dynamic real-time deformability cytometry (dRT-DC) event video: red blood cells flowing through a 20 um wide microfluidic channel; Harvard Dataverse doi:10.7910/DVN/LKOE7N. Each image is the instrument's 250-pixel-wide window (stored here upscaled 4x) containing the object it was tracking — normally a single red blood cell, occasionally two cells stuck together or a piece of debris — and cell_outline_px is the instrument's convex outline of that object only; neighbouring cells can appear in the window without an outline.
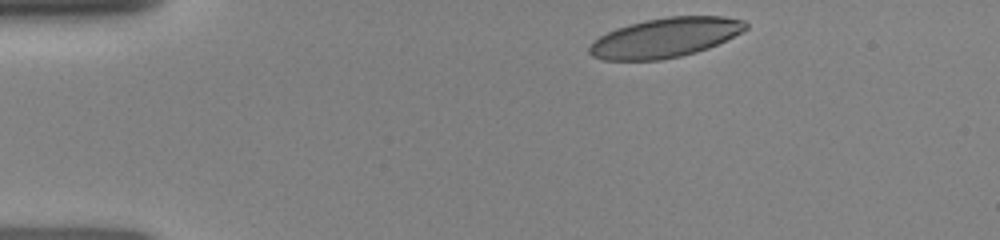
{"species": "human", "species_latin": "Homo sapiens", "temperature_condition": "room temperature", "stored_images_in_passage": 22, "camera_frame_rate_fps": 3000, "um_per_image_px": 0.085, "donor": {"sex": "female"}, "frame": {"image": 1, "passage_image": 1, "time_ms": 0.0, "image_size_px": [1000, 240], "cell_outline_px": [[748, 28], [708, 48], [696, 52], [680, 56], [660, 60], [604, 60], [592, 56], [588, 52], [588, 48], [600, 36], [616, 28], [628, 24], [644, 20], [668, 16], [724, 16], [744, 20], [748, 24]], "centroid_in_image_um": [56.53, 3.19], "position_along_channel_um": 28.5, "area_um2": 35.84}}
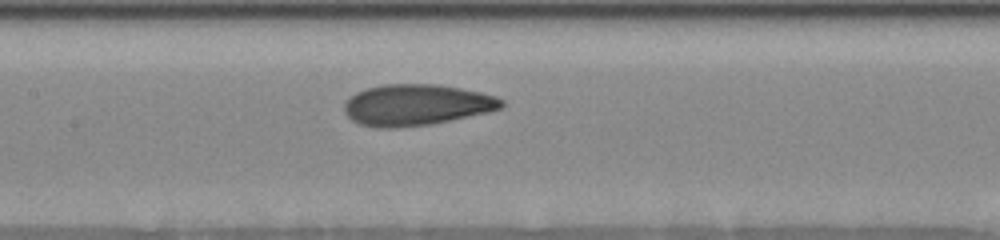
{"frame": {"image": 2, "passage_image": 12, "time_ms": 5.0, "image_size_px": [1000, 240], "cell_outline_px": [[504, 104], [500, 108], [488, 112], [432, 124], [400, 128], [376, 128], [360, 124], [352, 120], [344, 112], [344, 104], [356, 92], [368, 88], [384, 84], [436, 84], [460, 88], [480, 92], [496, 96], [504, 100]], "centroid_in_image_um": [35.39, 8.92], "position_along_channel_um": 172.0, "area_um2": 37.74}}
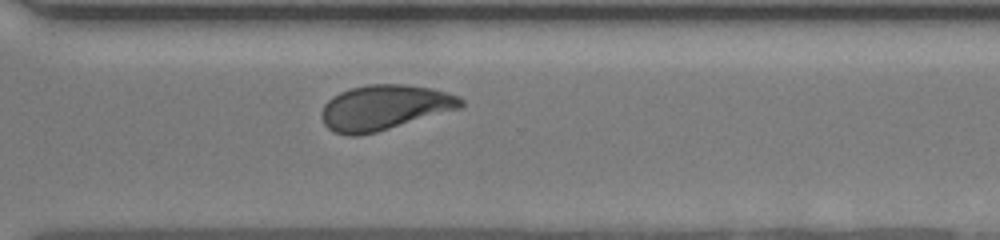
{"frame": {"image": 3, "passage_image": 22, "time_ms": 9.0, "image_size_px": [1000, 240], "cell_outline_px": [[464, 104], [460, 108], [376, 132], [356, 136], [348, 136], [336, 132], [328, 128], [324, 124], [320, 116], [320, 112], [324, 104], [332, 96], [340, 92], [352, 88], [368, 84], [408, 84], [432, 88], [448, 92], [460, 96], [464, 100]], "centroid_in_image_um": [32.67, 9.12], "position_along_channel_um": 337.9, "area_um2": 36.7}}